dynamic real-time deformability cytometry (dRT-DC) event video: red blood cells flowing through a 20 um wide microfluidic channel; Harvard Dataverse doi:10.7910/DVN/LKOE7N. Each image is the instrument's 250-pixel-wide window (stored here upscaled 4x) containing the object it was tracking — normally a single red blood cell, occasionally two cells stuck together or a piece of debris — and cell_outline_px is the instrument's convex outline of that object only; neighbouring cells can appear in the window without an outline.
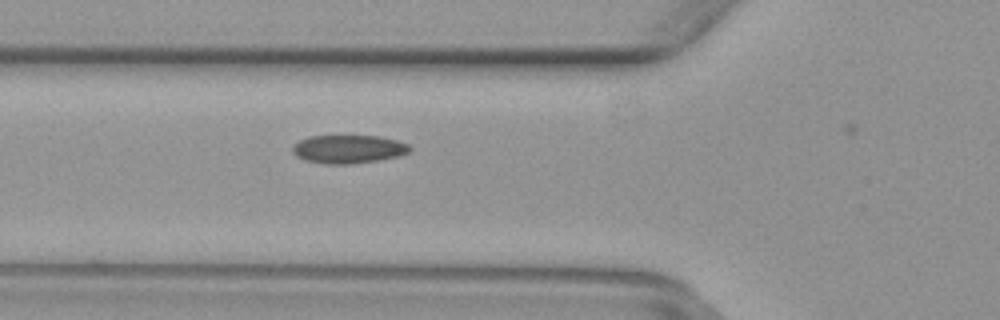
{"species": "common noctule bat (a hibernating species)", "species_latin": "Nyctalus noctula", "temperature_condition": "warm", "stored_images_in_passage": 13, "camera_frame_rate_fps": 3000, "um_per_image_px": 0.085, "animal": {"sex": "female", "body_mass_g": 29.2, "forearm_length_mm": 56.3}, "frame": {"image": 1, "passage_image": 12, "time_ms": 3.667, "image_size_px": [1000, 320], "cell_outline_px": [[412, 148], [408, 152], [396, 156], [380, 160], [352, 164], [324, 164], [304, 160], [296, 156], [292, 152], [292, 144], [308, 136], [380, 136], [396, 140], [408, 144]], "centroid_in_image_um": [29.57, 12.68], "position_along_channel_um": 96.2, "area_um2": 19.48}}